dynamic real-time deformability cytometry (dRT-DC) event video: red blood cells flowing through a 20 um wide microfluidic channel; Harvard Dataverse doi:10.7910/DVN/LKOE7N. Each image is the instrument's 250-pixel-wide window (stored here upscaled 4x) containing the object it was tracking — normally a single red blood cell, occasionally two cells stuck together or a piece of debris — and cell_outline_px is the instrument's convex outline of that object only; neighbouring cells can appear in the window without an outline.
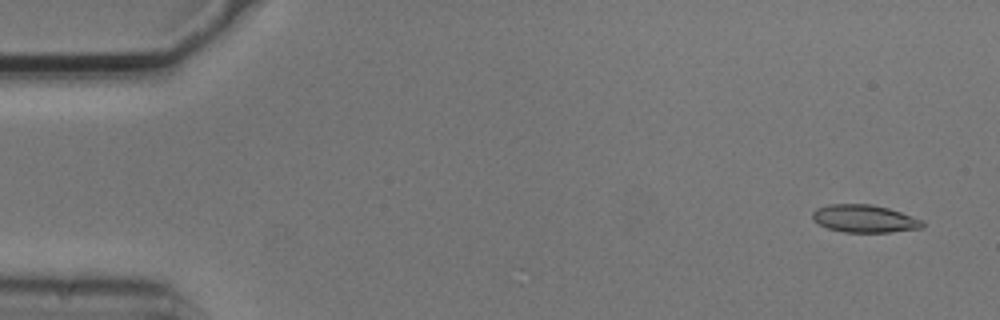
{"species": "common noctule bat (a hibernating species)", "species_latin": "Nyctalus noctula", "temperature_condition": "cold", "stored_images_in_passage": 5, "camera_frame_rate_fps": 3000, "um_per_image_px": 0.085, "animal": {"sex": "male", "body_mass_g": 20.5, "forearm_length_mm": 52.5}, "frame": {"image": 1, "passage_image": 1, "time_ms": 0.0, "image_size_px": [1000, 320], "cell_outline_px": [[924, 228], [888, 232], [844, 232], [828, 228], [812, 220], [812, 212], [816, 208], [828, 204], [872, 204], [888, 208], [924, 220]], "centroid_in_image_um": [73.48, 18.58], "position_along_channel_um": 11.5, "area_um2": 17.8}}
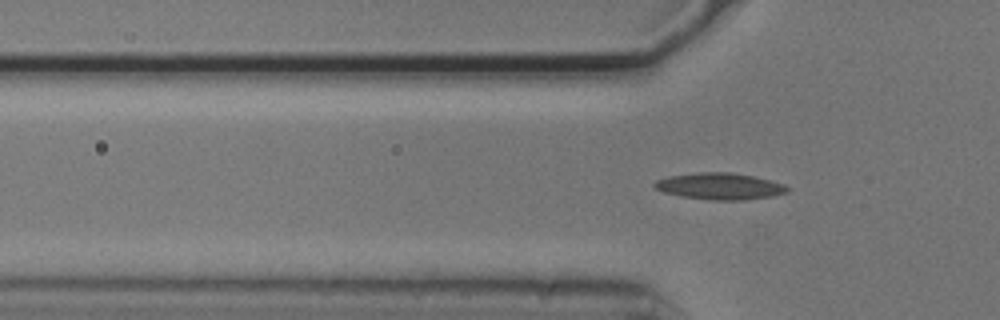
{"frame": {"image": 2, "passage_image": 5, "time_ms": 1.333, "image_size_px": [1000, 320], "cell_outline_px": [[788, 192], [772, 196], [744, 200], [708, 200], [680, 196], [664, 192], [656, 188], [652, 184], [656, 180], [668, 176], [696, 172], [732, 172], [772, 180], [784, 184], [788, 188]], "centroid_in_image_um": [61.17, 15.83], "position_along_channel_um": 64.6, "area_um2": 20.69}}